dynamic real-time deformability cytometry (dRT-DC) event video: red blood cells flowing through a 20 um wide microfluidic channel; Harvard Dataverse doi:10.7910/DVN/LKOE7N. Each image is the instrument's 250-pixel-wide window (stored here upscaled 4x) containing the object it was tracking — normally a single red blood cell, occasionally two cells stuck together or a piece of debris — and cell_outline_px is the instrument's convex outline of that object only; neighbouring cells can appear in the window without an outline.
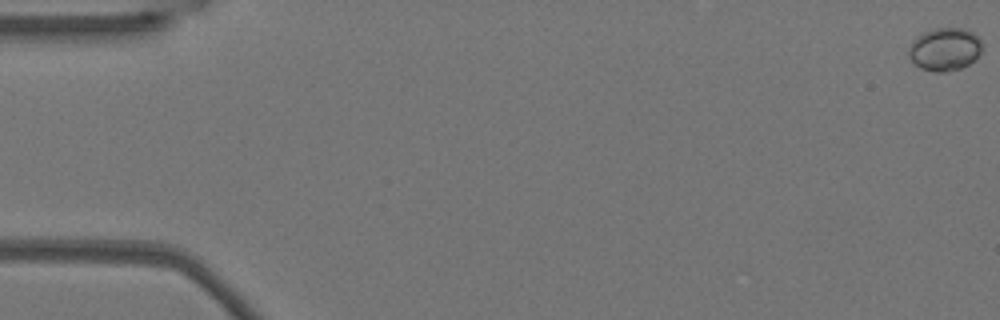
{"species": "Egyptian fruit bat (a non-hibernating species)", "species_latin": "Rousettus aegyptiacus", "temperature_condition": "warm", "stored_images_in_passage": 16, "camera_frame_rate_fps": 3000, "um_per_image_px": 0.085, "animal": {"sex": "female"}, "frame": {"image": 1, "passage_image": 1, "time_ms": 0.0, "image_size_px": [1000, 320], "cell_outline_px": [[980, 52], [968, 64], [960, 68], [944, 72], [932, 72], [920, 68], [912, 64], [908, 56], [908, 48], [912, 40], [916, 36], [924, 32], [936, 28], [960, 28], [972, 32], [980, 40]], "centroid_in_image_um": [80.22, 4.2], "position_along_channel_um": 4.8, "area_um2": 18.32}}
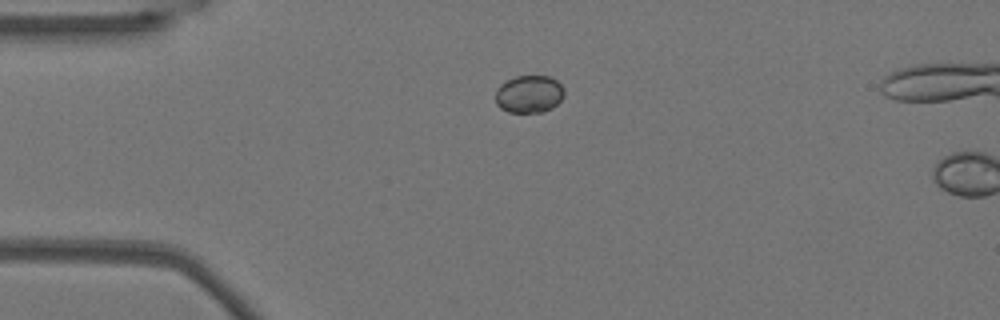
{"frame": {"image": 2, "passage_image": 14, "time_ms": 4.333, "image_size_px": [1000, 320], "cell_outline_px": [[564, 96], [552, 108], [544, 112], [508, 112], [500, 108], [496, 104], [496, 88], [500, 84], [516, 76], [548, 76], [556, 80], [564, 88]], "centroid_in_image_um": [44.97, 8.0], "position_along_channel_um": 40.0, "area_um2": 15.09}}